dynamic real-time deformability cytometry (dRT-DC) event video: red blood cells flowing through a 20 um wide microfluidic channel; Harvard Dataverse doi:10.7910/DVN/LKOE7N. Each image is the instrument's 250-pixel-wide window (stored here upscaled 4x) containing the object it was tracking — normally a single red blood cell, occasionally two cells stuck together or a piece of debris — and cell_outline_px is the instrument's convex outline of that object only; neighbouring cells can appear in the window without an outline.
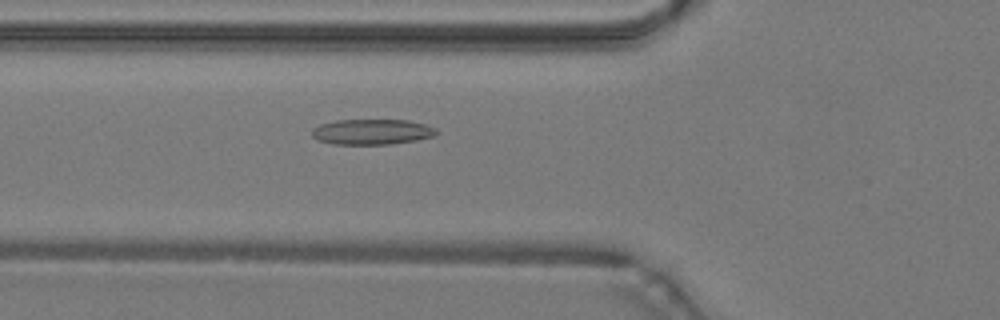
{"species": "common noctule bat (a hibernating species)", "species_latin": "Nyctalus noctula", "temperature_condition": "warm", "stored_images_in_passage": 49, "camera_frame_rate_fps": 3000, "um_per_image_px": 0.085, "animal": {"sex": "male", "body_mass_g": 19.2, "forearm_length_mm": 51.8}, "frame": {"image": 1, "passage_image": 18, "time_ms": 5.667, "image_size_px": [1000, 320], "cell_outline_px": [[440, 132], [436, 136], [416, 140], [388, 144], [332, 144], [316, 140], [312, 136], [312, 128], [320, 124], [336, 120], [408, 120], [424, 124], [436, 128]], "centroid_in_image_um": [31.62, 11.2], "position_along_channel_um": 94.2, "area_um2": 18.61}}
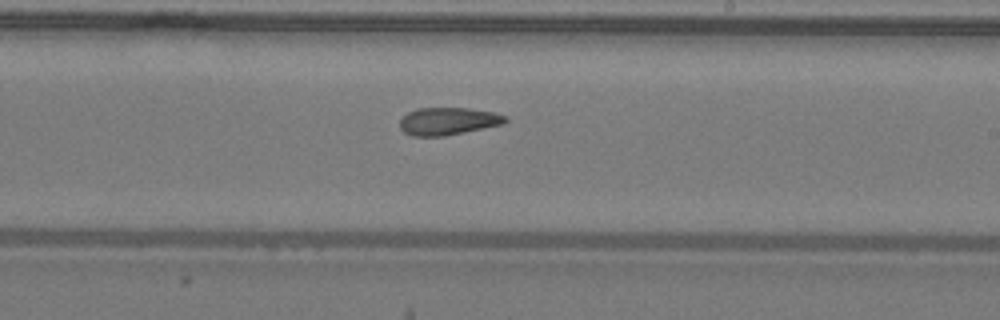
{"frame": {"image": 2, "passage_image": 29, "time_ms": 9.333, "image_size_px": [1000, 320], "cell_outline_px": [[508, 120], [504, 124], [444, 136], [412, 136], [404, 132], [400, 128], [400, 120], [408, 112], [416, 108], [468, 108], [492, 112], [508, 116]], "centroid_in_image_um": [38.09, 10.3], "position_along_channel_um": 250.9, "area_um2": 16.94}}
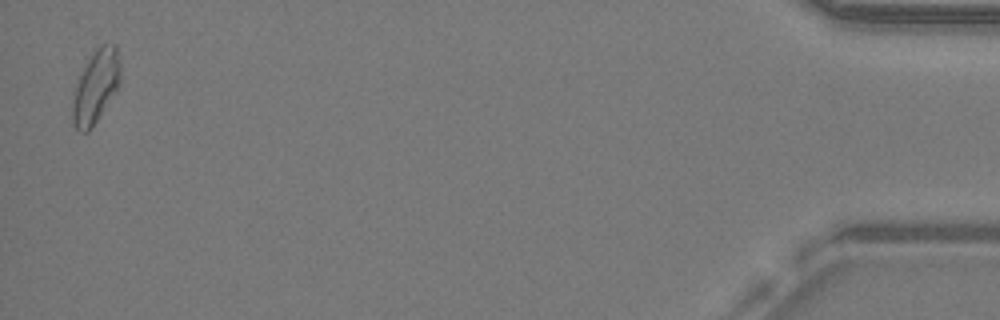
{"frame": {"image": 3, "passage_image": 48, "time_ms": 15.667, "image_size_px": [1000, 320], "cell_outline_px": [[120, 84], [92, 128], [88, 132], [80, 132], [72, 124], [72, 104], [76, 88], [80, 76], [88, 60], [96, 48], [100, 44], [116, 44], [120, 64]], "centroid_in_image_um": [8.15, 7.37], "position_along_channel_um": 427.0, "area_um2": 20.06}, "authors_computed_cell_mechanics": {"area_um2": 18.4382, "velocity_mm_per_s": 4.2675, "shape_relaxation_time_tau1_ms": null, "shape_relaxation_time_tau2_ms": 6.1778, "deformation_change_tau1": null, "deformation_change_tau2": 0.1516}}